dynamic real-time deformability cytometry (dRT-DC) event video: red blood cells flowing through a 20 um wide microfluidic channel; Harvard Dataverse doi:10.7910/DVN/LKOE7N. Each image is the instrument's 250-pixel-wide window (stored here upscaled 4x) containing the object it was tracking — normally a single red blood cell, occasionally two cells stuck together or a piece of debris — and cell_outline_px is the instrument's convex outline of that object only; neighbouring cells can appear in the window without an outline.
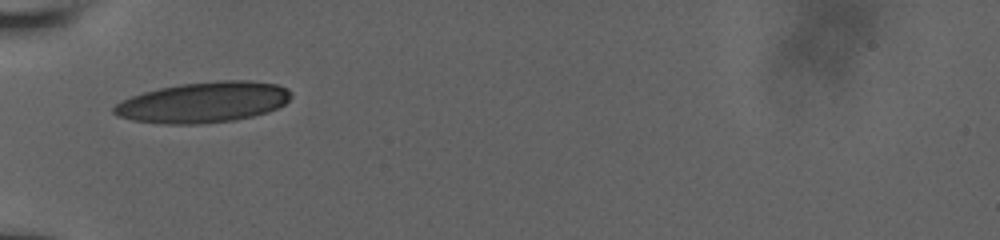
{"species": "human", "species_latin": "Homo sapiens", "temperature_condition": "room temperature", "stored_images_in_passage": 7, "camera_frame_rate_fps": 3000, "um_per_image_px": 0.085, "donor": {"sex": "male"}, "frame": {"image": 1, "passage_image": 1, "time_ms": 0.0, "image_size_px": [1000, 240], "cell_outline_px": [[292, 96], [284, 104], [268, 112], [236, 120], [196, 124], [164, 124], [132, 120], [116, 116], [112, 112], [112, 108], [120, 100], [144, 92], [160, 88], [180, 84], [220, 80], [248, 80], [276, 84], [288, 88], [292, 92]], "centroid_in_image_um": [17.28, 8.69], "position_along_channel_um": 67.7, "area_um2": 42.14}}
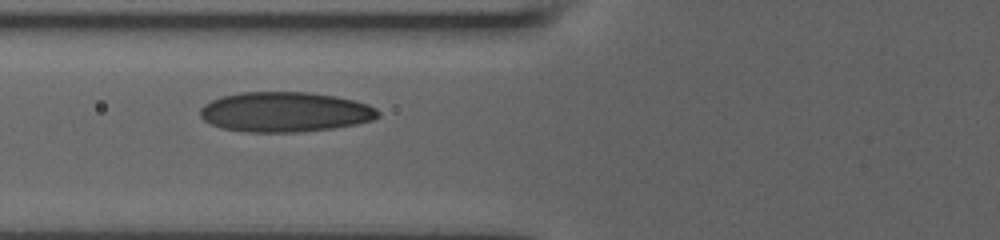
{"frame": {"image": 2, "passage_image": 6, "time_ms": 1.0, "image_size_px": [1000, 240], "cell_outline_px": [[380, 116], [372, 120], [356, 124], [332, 128], [300, 132], [248, 132], [220, 128], [204, 120], [200, 116], [200, 108], [204, 104], [220, 96], [240, 92], [308, 92], [336, 96], [368, 104], [376, 108], [380, 112]], "centroid_in_image_um": [24.21, 9.51], "position_along_channel_um": 101.6, "area_um2": 41.62}}